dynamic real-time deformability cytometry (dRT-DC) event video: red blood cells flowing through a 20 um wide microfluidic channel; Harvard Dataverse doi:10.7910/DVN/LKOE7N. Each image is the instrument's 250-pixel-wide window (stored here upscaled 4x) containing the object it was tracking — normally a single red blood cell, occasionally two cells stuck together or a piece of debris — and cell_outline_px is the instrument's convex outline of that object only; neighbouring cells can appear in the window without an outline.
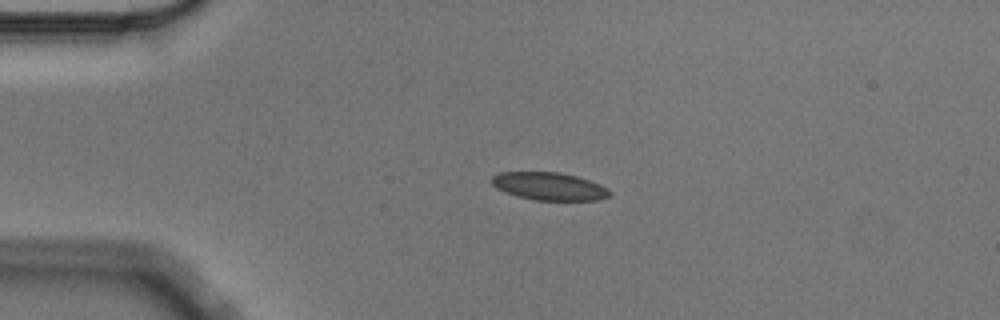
{"species": "Egyptian fruit bat (a non-hibernating species)", "species_latin": "Rousettus aegyptiacus", "temperature_condition": "cold", "stored_images_in_passage": 4, "camera_frame_rate_fps": 3000, "um_per_image_px": 0.085, "animal": {"sex": "male"}, "frame": {"image": 1, "passage_image": 3, "time_ms": 0.667, "image_size_px": [1000, 320], "cell_outline_px": [[612, 192], [608, 196], [596, 200], [536, 200], [516, 196], [504, 192], [496, 188], [488, 180], [492, 176], [500, 172], [560, 172], [576, 176], [600, 184], [608, 188]], "centroid_in_image_um": [46.63, 15.83], "position_along_channel_um": 38.4, "area_um2": 19.19}}